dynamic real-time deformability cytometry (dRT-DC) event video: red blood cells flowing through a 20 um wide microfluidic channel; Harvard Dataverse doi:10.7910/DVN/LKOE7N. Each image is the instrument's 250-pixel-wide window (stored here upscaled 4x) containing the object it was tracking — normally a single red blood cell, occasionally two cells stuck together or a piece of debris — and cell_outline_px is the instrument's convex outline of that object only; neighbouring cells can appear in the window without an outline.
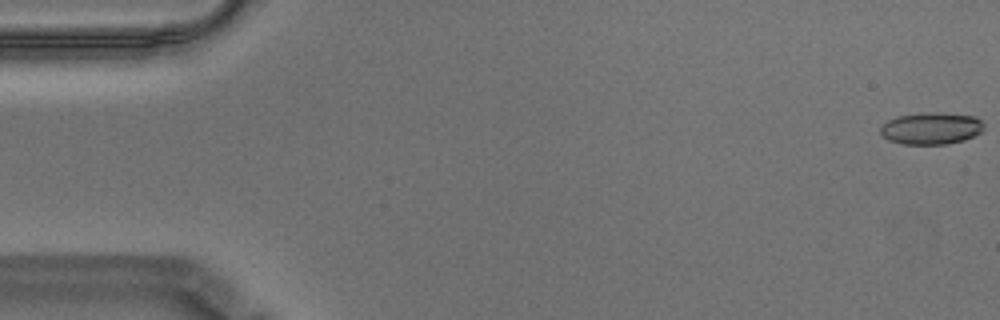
{"species": "Egyptian fruit bat (a non-hibernating species)", "species_latin": "Rousettus aegyptiacus", "temperature_condition": "warm", "stored_images_in_passage": 57, "camera_frame_rate_fps": 3000, "um_per_image_px": 0.085, "animal": {"sex": "male"}, "frame": {"image": 1, "passage_image": 1, "time_ms": 0.0, "image_size_px": [1000, 320], "cell_outline_px": [[984, 128], [980, 132], [964, 140], [948, 144], [900, 144], [888, 140], [880, 132], [880, 128], [888, 120], [896, 116], [924, 112], [940, 112], [976, 116], [984, 124]], "centroid_in_image_um": [79.15, 10.9], "position_along_channel_um": 5.8, "area_um2": 19.42}}
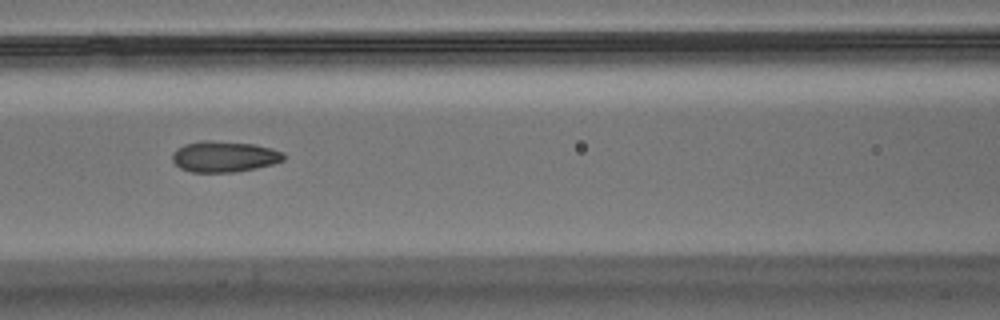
{"frame": {"image": 2, "passage_image": 25, "time_ms": 8.0, "image_size_px": [1000, 320], "cell_outline_px": [[284, 160], [272, 164], [256, 168], [236, 172], [192, 172], [180, 168], [172, 160], [172, 152], [176, 148], [184, 144], [204, 140], [208, 140], [256, 144], [272, 148], [284, 152]], "centroid_in_image_um": [19.05, 13.3], "position_along_channel_um": 147.5, "area_um2": 20.23}}
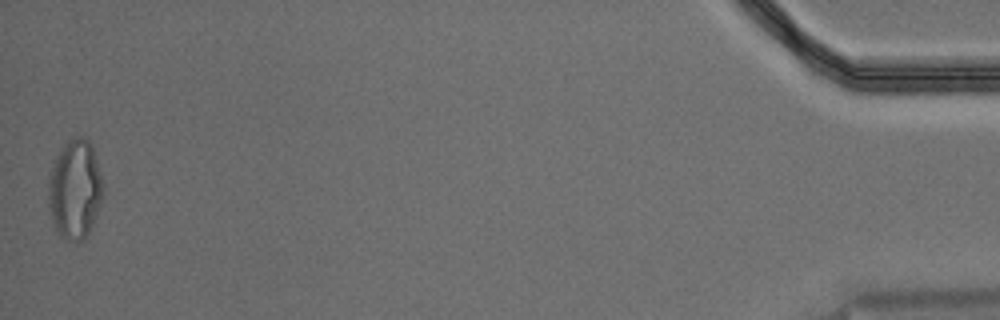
{"frame": {"image": 3, "passage_image": 57, "time_ms": 18.667, "image_size_px": [1000, 320], "cell_outline_px": [[104, 188], [100, 204], [92, 224], [84, 240], [68, 240], [60, 236], [56, 228], [48, 204], [48, 176], [56, 156], [64, 144], [72, 136], [84, 136], [92, 144], [100, 172]], "centroid_in_image_um": [6.37, 16.04], "position_along_channel_um": 428.8, "area_um2": 31.56}, "authors_computed_cell_mechanics": {"area_um2": 19.9988, "velocity_mm_per_s": 3.535, "shape_relaxation_time_tau1_ms": 11.2882, "shape_relaxation_time_tau2_ms": 1.7399, "deformation_change_tau1": 0.2302, "deformation_change_tau2": 0.0751}}